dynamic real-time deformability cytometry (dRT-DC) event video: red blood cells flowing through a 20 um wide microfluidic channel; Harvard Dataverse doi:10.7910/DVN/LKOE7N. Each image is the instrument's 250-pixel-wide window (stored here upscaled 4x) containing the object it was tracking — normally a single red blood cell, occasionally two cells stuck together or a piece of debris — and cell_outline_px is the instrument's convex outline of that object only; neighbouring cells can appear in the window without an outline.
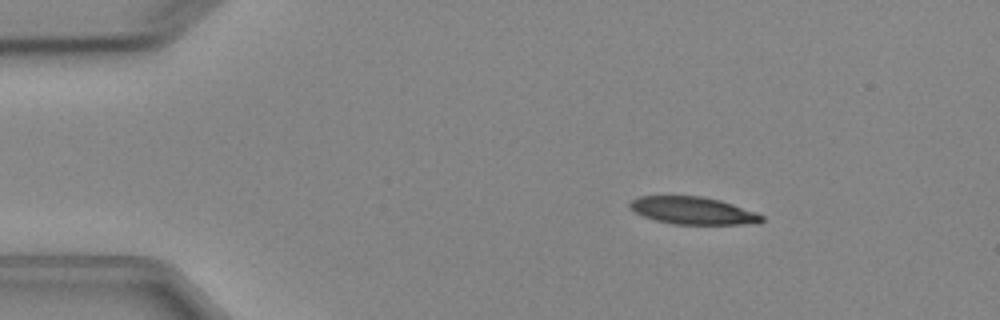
{"species": "Egyptian fruit bat (a non-hibernating species)", "species_latin": "Rousettus aegyptiacus", "temperature_condition": "cold", "stored_images_in_passage": 4, "camera_frame_rate_fps": 3000, "um_per_image_px": 0.085, "animal": {"sex": "female"}, "frame": {"image": 1, "passage_image": 2, "time_ms": 1.0, "image_size_px": [1000, 320], "cell_outline_px": [[764, 220], [760, 224], [672, 224], [656, 220], [644, 216], [628, 208], [628, 204], [632, 200], [640, 196], [704, 196], [720, 200], [756, 212], [764, 216]], "centroid_in_image_um": [58.93, 17.9], "position_along_channel_um": 26.1, "area_um2": 21.15}}
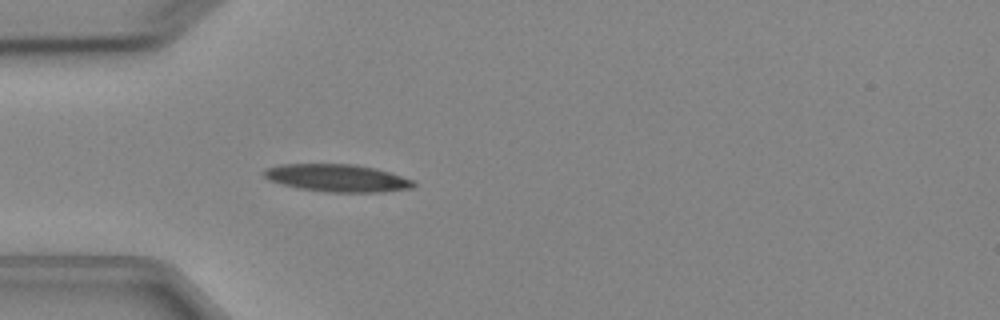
{"frame": {"image": 2, "passage_image": 4, "time_ms": 3.333, "image_size_px": [1000, 320], "cell_outline_px": [[416, 184], [412, 188], [380, 192], [328, 192], [300, 188], [268, 180], [264, 176], [264, 168], [280, 164], [356, 164], [376, 168], [392, 172], [412, 180]], "centroid_in_image_um": [28.68, 15.12], "position_along_channel_um": 56.3, "area_um2": 23.99}}